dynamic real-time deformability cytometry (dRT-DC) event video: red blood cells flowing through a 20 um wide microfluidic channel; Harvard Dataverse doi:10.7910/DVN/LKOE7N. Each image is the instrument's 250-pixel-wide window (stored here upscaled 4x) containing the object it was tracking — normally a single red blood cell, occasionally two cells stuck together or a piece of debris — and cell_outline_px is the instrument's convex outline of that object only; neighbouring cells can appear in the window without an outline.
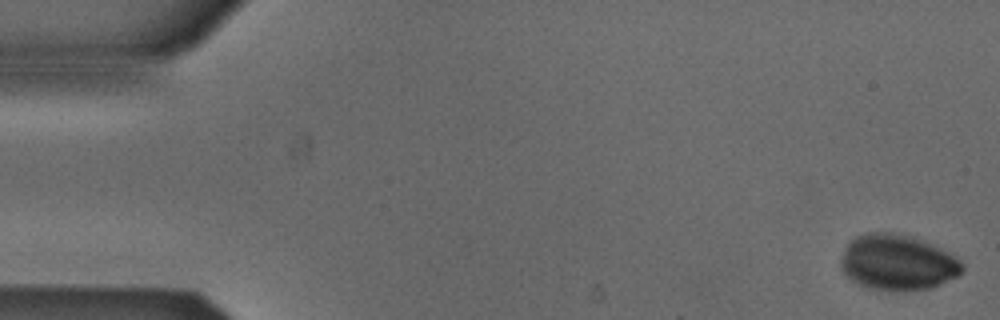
{"species": "Egyptian fruit bat (a non-hibernating species)", "species_latin": "Rousettus aegyptiacus", "temperature_condition": "cold", "stored_images_in_passage": 40, "camera_frame_rate_fps": 3000, "um_per_image_px": 0.085, "animal": {"sex": "male"}, "frame": {"image": 1, "passage_image": 1, "time_ms": 0.0, "image_size_px": [1000, 320], "cell_outline_px": [[964, 272], [940, 284], [928, 288], [904, 292], [868, 288], [852, 280], [840, 268], [840, 260], [844, 248], [856, 236], [868, 232], [888, 232], [912, 236], [940, 248], [956, 256], [964, 264]], "centroid_in_image_um": [76.3, 22.31], "position_along_channel_um": 8.7, "area_um2": 39.48}}
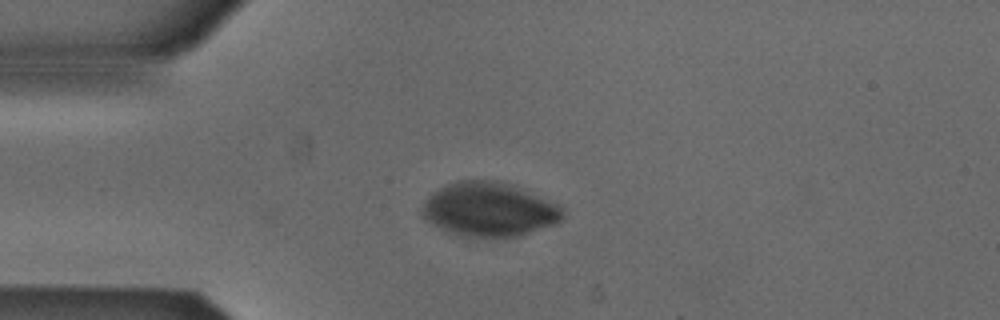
{"frame": {"image": 2, "passage_image": 13, "time_ms": 4.0, "image_size_px": [1000, 320], "cell_outline_px": [[564, 216], [556, 224], [520, 236], [476, 236], [448, 232], [424, 220], [420, 212], [428, 196], [440, 188], [448, 184], [460, 180], [496, 180], [512, 184], [560, 204], [564, 208]], "centroid_in_image_um": [41.62, 17.79], "position_along_channel_um": 43.4, "area_um2": 44.27}}
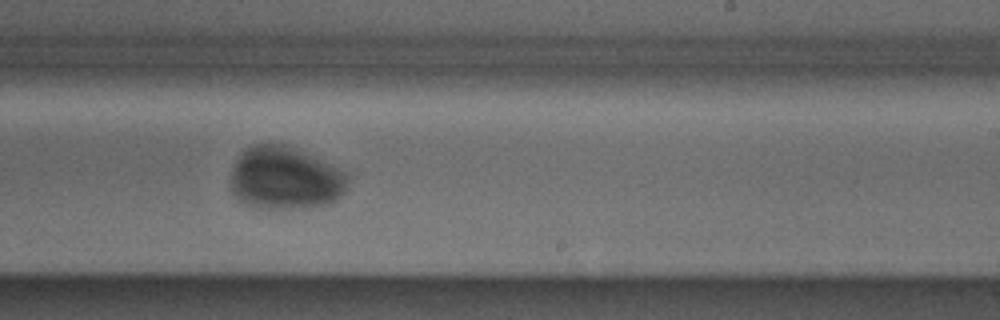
{"frame": {"image": 3, "passage_image": 32, "time_ms": 10.333, "image_size_px": [1000, 320], "cell_outline_px": [[352, 176], [344, 192], [336, 200], [328, 204], [304, 208], [256, 208], [240, 200], [228, 188], [228, 184], [232, 168], [236, 160], [252, 144], [284, 144], [304, 152], [348, 172]], "centroid_in_image_um": [24.25, 15.16], "position_along_channel_um": 264.8, "area_um2": 43.29}}